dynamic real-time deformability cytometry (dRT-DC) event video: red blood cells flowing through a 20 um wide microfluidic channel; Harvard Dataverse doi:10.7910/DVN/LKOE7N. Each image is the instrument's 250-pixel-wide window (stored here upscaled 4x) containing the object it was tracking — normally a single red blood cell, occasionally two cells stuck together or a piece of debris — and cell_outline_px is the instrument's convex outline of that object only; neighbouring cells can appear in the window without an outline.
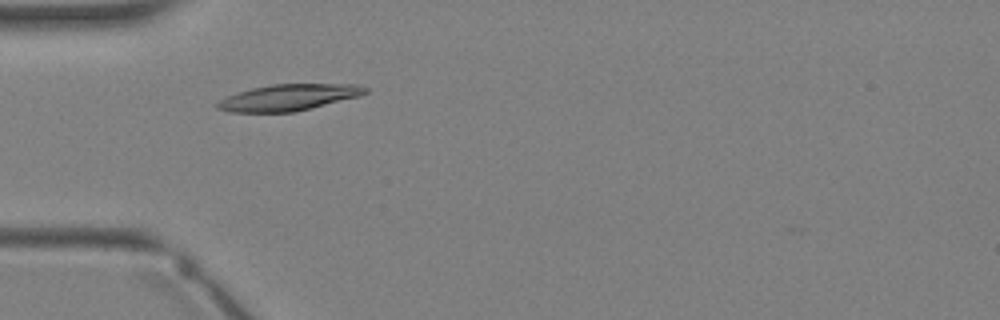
{"species": "Egyptian fruit bat (a non-hibernating species)", "species_latin": "Rousettus aegyptiacus", "temperature_condition": "warm", "stored_images_in_passage": 3, "camera_frame_rate_fps": 3000, "um_per_image_px": 0.085, "animal": {"sex": "female"}, "frame": {"image": 1, "passage_image": 2, "time_ms": 1.333, "image_size_px": [1000, 320], "cell_outline_px": [[368, 92], [360, 96], [296, 112], [232, 112], [216, 108], [216, 104], [220, 100], [228, 96], [252, 88], [272, 84], [356, 84], [368, 88]], "centroid_in_image_um": [24.57, 8.28], "position_along_channel_um": 60.4, "area_um2": 22.6}}
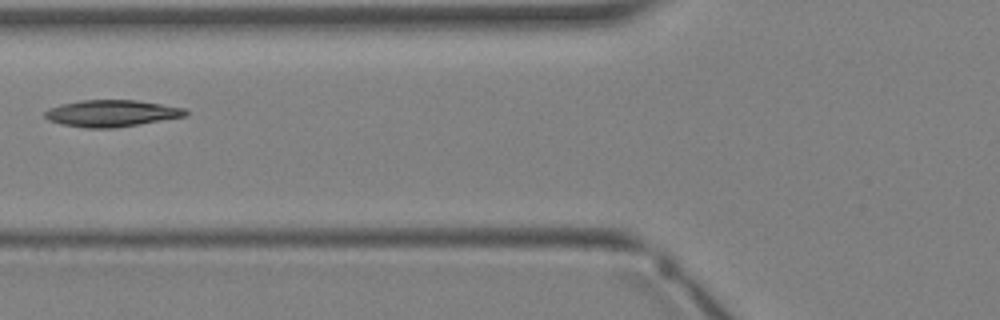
{"frame": {"image": 2, "passage_image": 3, "time_ms": 2.333, "image_size_px": [1000, 320], "cell_outline_px": [[188, 112], [184, 116], [140, 124], [116, 128], [84, 128], [60, 124], [48, 120], [44, 116], [44, 112], [48, 108], [60, 104], [80, 100], [136, 100], [184, 108]], "centroid_in_image_um": [9.41, 9.63], "position_along_channel_um": 116.4, "area_um2": 21.91}}